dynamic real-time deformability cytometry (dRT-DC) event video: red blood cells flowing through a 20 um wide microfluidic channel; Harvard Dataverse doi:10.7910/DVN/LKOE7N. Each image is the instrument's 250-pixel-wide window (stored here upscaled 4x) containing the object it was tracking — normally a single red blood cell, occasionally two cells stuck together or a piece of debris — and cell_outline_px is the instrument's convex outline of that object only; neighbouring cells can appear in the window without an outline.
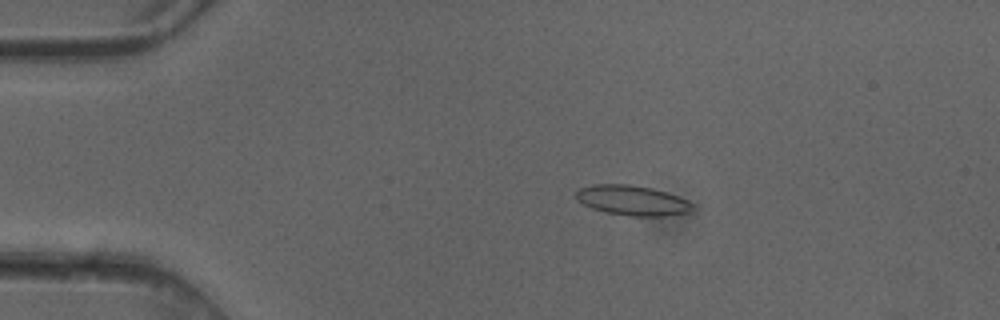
{"species": "common noctule bat (a hibernating species)", "species_latin": "Nyctalus noctula", "temperature_condition": "cold", "stored_images_in_passage": 3, "camera_frame_rate_fps": 3000, "um_per_image_px": 0.085, "animal": {"sex": "female"}, "frame": {"image": 1, "passage_image": 2, "time_ms": 0.333, "image_size_px": [1000, 320], "cell_outline_px": [[696, 208], [688, 212], [664, 216], [628, 216], [604, 212], [592, 208], [576, 200], [576, 192], [580, 188], [592, 184], [628, 184], [652, 188], [668, 192], [688, 200], [696, 204]], "centroid_in_image_um": [53.78, 17.03], "position_along_channel_um": 31.2, "area_um2": 20.63}}